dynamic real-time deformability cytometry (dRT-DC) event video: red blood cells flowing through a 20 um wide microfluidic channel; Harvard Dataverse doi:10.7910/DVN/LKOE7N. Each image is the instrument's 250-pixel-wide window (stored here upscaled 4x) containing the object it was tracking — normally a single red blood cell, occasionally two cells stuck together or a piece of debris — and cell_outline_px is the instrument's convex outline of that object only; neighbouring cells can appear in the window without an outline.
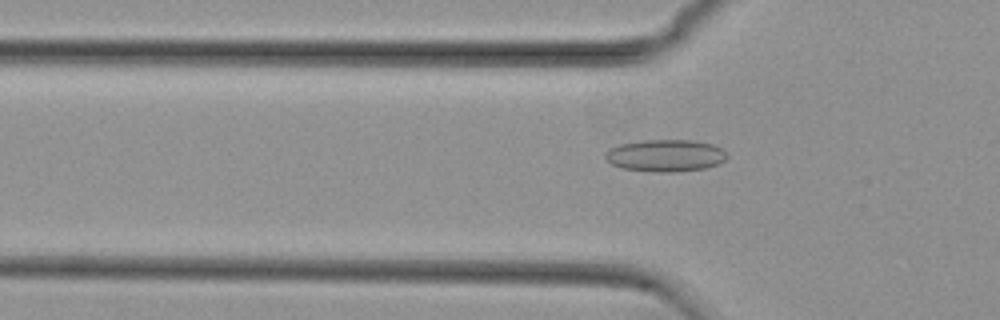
{"species": "common noctule bat (a hibernating species)", "species_latin": "Nyctalus noctula", "temperature_condition": "cold", "stored_images_in_passage": 27, "camera_frame_rate_fps": 3000, "um_per_image_px": 0.085, "animal": {"sex": "female", "body_mass_g": 29.2, "forearm_length_mm": 56.3}, "frame": {"image": 1, "passage_image": 18, "time_ms": 5.667, "image_size_px": [1000, 320], "cell_outline_px": [[728, 156], [720, 164], [704, 168], [672, 172], [660, 172], [624, 168], [612, 164], [604, 156], [604, 152], [608, 148], [620, 144], [640, 140], [692, 140], [712, 144], [720, 148]], "centroid_in_image_um": [56.54, 13.21], "position_along_channel_um": 69.3, "area_um2": 22.66}}
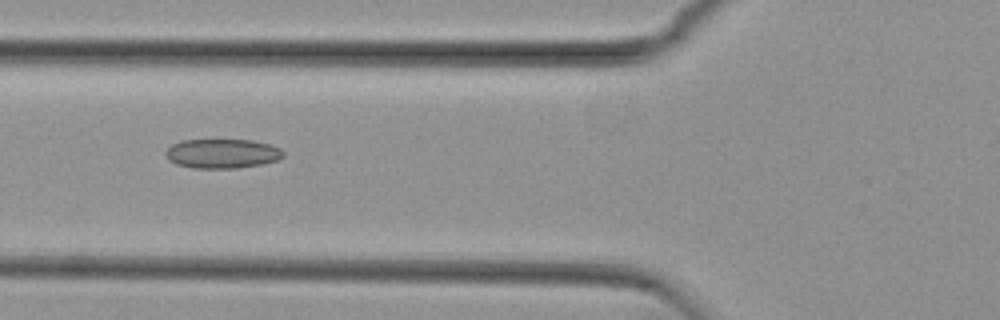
{"frame": {"image": 2, "passage_image": 21, "time_ms": 6.667, "image_size_px": [1000, 320], "cell_outline_px": [[284, 156], [276, 160], [260, 164], [236, 168], [192, 168], [176, 164], [168, 160], [164, 152], [172, 144], [180, 140], [252, 140], [268, 144], [280, 148], [284, 152]], "centroid_in_image_um": [18.85, 13.05], "position_along_channel_um": 107.0, "area_um2": 20.11}}
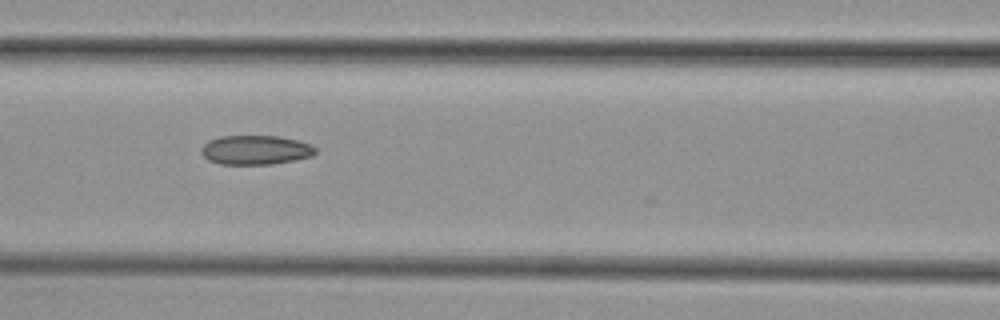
{"frame": {"image": 3, "passage_image": 24, "time_ms": 7.667, "image_size_px": [1000, 320], "cell_outline_px": [[316, 152], [312, 156], [296, 160], [272, 164], [220, 164], [208, 160], [200, 152], [200, 148], [208, 140], [220, 136], [280, 136], [300, 140], [312, 144], [316, 148]], "centroid_in_image_um": [21.74, 12.74], "position_along_channel_um": 144.9, "area_um2": 19.77}}